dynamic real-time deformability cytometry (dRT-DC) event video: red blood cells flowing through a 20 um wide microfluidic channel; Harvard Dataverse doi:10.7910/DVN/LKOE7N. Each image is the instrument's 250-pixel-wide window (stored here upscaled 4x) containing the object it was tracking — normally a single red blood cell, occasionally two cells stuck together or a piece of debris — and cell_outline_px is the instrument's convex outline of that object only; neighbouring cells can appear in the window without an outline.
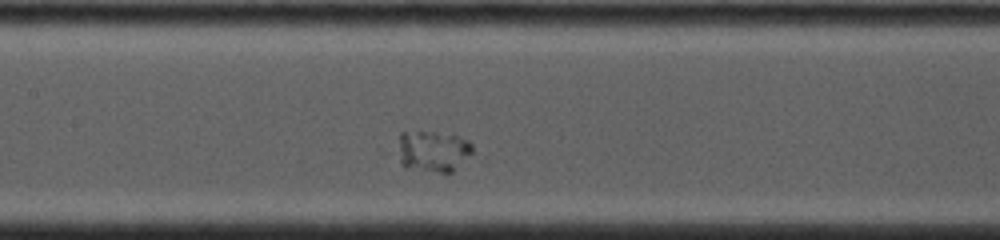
{"species": "common noctule bat (a hibernating species)", "species_latin": "Nyctalus noctula", "temperature_condition": "cold", "stored_images_in_passage": 23, "camera_frame_rate_fps": 4500, "um_per_image_px": 0.085, "animal": {"sex": "female", "body_mass_g": 19.0, "forearm_length_mm": 53.3}, "frame": {"image": 1, "passage_image": 7, "time_ms": 3.111, "image_size_px": [1000, 240], "cell_outline_px": [[472, 152], [452, 172], [440, 172], [408, 168], [400, 164], [392, 152], [392, 148], [400, 132], [436, 132], [456, 136], [468, 140], [472, 144]], "centroid_in_image_um": [36.64, 12.83], "position_along_channel_um": 170.8, "area_um2": 18.5}}
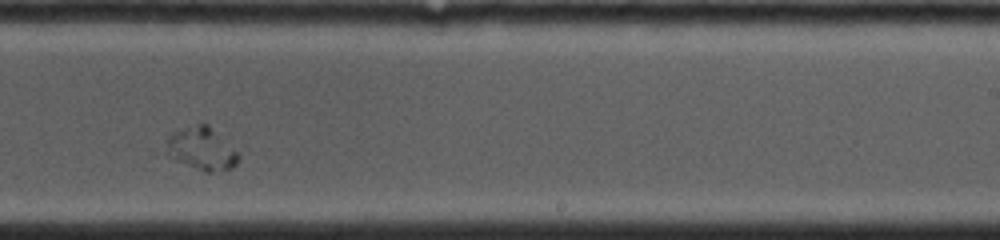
{"frame": {"image": 2, "passage_image": 14, "time_ms": 5.778, "image_size_px": [1000, 240], "cell_outline_px": [[244, 144], [240, 156], [236, 164], [232, 168], [212, 172], [204, 172], [176, 160], [168, 156], [164, 152], [164, 140], [172, 132], [204, 120]], "centroid_in_image_um": [17.31, 12.54], "position_along_channel_um": 271.7, "area_um2": 20.29}}
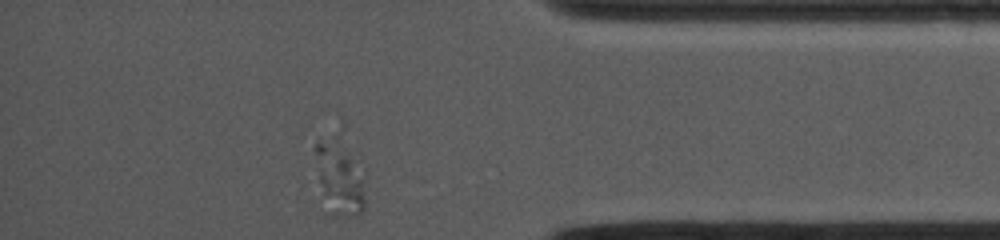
{"frame": {"image": 3, "passage_image": 23, "time_ms": 9.556, "image_size_px": [1000, 240], "cell_outline_px": [[364, 208], [356, 216], [328, 216], [312, 148], [316, 140], [340, 116], [344, 120], [364, 196]], "centroid_in_image_um": [28.76, 14.61], "position_along_channel_um": 406.4, "area_um2": 24.39}}